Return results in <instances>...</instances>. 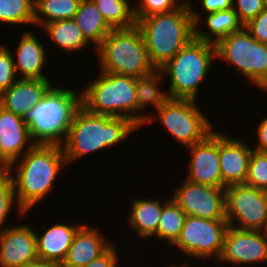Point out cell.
Segmentation results:
<instances>
[{"instance_id":"cell-20","label":"cell","mask_w":267,"mask_h":267,"mask_svg":"<svg viewBox=\"0 0 267 267\" xmlns=\"http://www.w3.org/2000/svg\"><path fill=\"white\" fill-rule=\"evenodd\" d=\"M52 86L50 80L18 79L0 94V105L8 112L23 118Z\"/></svg>"},{"instance_id":"cell-19","label":"cell","mask_w":267,"mask_h":267,"mask_svg":"<svg viewBox=\"0 0 267 267\" xmlns=\"http://www.w3.org/2000/svg\"><path fill=\"white\" fill-rule=\"evenodd\" d=\"M34 35L31 31L22 34L15 54L12 53L15 71L22 76L19 79L49 80L48 75L43 73L48 61L47 50Z\"/></svg>"},{"instance_id":"cell-27","label":"cell","mask_w":267,"mask_h":267,"mask_svg":"<svg viewBox=\"0 0 267 267\" xmlns=\"http://www.w3.org/2000/svg\"><path fill=\"white\" fill-rule=\"evenodd\" d=\"M81 0H35L34 20L40 28L50 22L74 19Z\"/></svg>"},{"instance_id":"cell-36","label":"cell","mask_w":267,"mask_h":267,"mask_svg":"<svg viewBox=\"0 0 267 267\" xmlns=\"http://www.w3.org/2000/svg\"><path fill=\"white\" fill-rule=\"evenodd\" d=\"M246 30L258 42L267 44V10H262L255 18L244 25Z\"/></svg>"},{"instance_id":"cell-16","label":"cell","mask_w":267,"mask_h":267,"mask_svg":"<svg viewBox=\"0 0 267 267\" xmlns=\"http://www.w3.org/2000/svg\"><path fill=\"white\" fill-rule=\"evenodd\" d=\"M34 145L23 118L1 107L0 171H4L12 162L21 158Z\"/></svg>"},{"instance_id":"cell-42","label":"cell","mask_w":267,"mask_h":267,"mask_svg":"<svg viewBox=\"0 0 267 267\" xmlns=\"http://www.w3.org/2000/svg\"><path fill=\"white\" fill-rule=\"evenodd\" d=\"M264 7L267 10V0H264Z\"/></svg>"},{"instance_id":"cell-8","label":"cell","mask_w":267,"mask_h":267,"mask_svg":"<svg viewBox=\"0 0 267 267\" xmlns=\"http://www.w3.org/2000/svg\"><path fill=\"white\" fill-rule=\"evenodd\" d=\"M196 100L169 98L158 110L145 115V125L159 121L177 142L190 147L203 141L214 129Z\"/></svg>"},{"instance_id":"cell-37","label":"cell","mask_w":267,"mask_h":267,"mask_svg":"<svg viewBox=\"0 0 267 267\" xmlns=\"http://www.w3.org/2000/svg\"><path fill=\"white\" fill-rule=\"evenodd\" d=\"M117 246L113 244L103 255L83 267H119Z\"/></svg>"},{"instance_id":"cell-32","label":"cell","mask_w":267,"mask_h":267,"mask_svg":"<svg viewBox=\"0 0 267 267\" xmlns=\"http://www.w3.org/2000/svg\"><path fill=\"white\" fill-rule=\"evenodd\" d=\"M185 1L186 0H138L137 2L135 1L136 7H134V15L136 22L141 18L153 14L166 13L178 9Z\"/></svg>"},{"instance_id":"cell-29","label":"cell","mask_w":267,"mask_h":267,"mask_svg":"<svg viewBox=\"0 0 267 267\" xmlns=\"http://www.w3.org/2000/svg\"><path fill=\"white\" fill-rule=\"evenodd\" d=\"M185 217L186 214L172 198L165 200L157 226V238L172 246L180 235Z\"/></svg>"},{"instance_id":"cell-2","label":"cell","mask_w":267,"mask_h":267,"mask_svg":"<svg viewBox=\"0 0 267 267\" xmlns=\"http://www.w3.org/2000/svg\"><path fill=\"white\" fill-rule=\"evenodd\" d=\"M136 129L140 128L125 117L95 114L81 105L62 144L67 165L88 153L93 154L125 142Z\"/></svg>"},{"instance_id":"cell-14","label":"cell","mask_w":267,"mask_h":267,"mask_svg":"<svg viewBox=\"0 0 267 267\" xmlns=\"http://www.w3.org/2000/svg\"><path fill=\"white\" fill-rule=\"evenodd\" d=\"M187 148L191 151V157L186 179L191 182L222 188L219 132L214 130L203 141Z\"/></svg>"},{"instance_id":"cell-22","label":"cell","mask_w":267,"mask_h":267,"mask_svg":"<svg viewBox=\"0 0 267 267\" xmlns=\"http://www.w3.org/2000/svg\"><path fill=\"white\" fill-rule=\"evenodd\" d=\"M192 0H188L190 11L193 17L195 24V38L201 41H205L211 44H216L220 39L227 37L229 34L240 31L244 26L239 21L237 14L234 9L220 10L215 13L206 14L207 16H201L200 12L198 13L193 9ZM202 17H205V20H202ZM207 26L203 30L200 25L204 24ZM201 28V29H200Z\"/></svg>"},{"instance_id":"cell-40","label":"cell","mask_w":267,"mask_h":267,"mask_svg":"<svg viewBox=\"0 0 267 267\" xmlns=\"http://www.w3.org/2000/svg\"><path fill=\"white\" fill-rule=\"evenodd\" d=\"M23 267H60V265L54 262L37 259L31 263L24 265Z\"/></svg>"},{"instance_id":"cell-11","label":"cell","mask_w":267,"mask_h":267,"mask_svg":"<svg viewBox=\"0 0 267 267\" xmlns=\"http://www.w3.org/2000/svg\"><path fill=\"white\" fill-rule=\"evenodd\" d=\"M225 215L233 228L267 231V191L247 184L226 187Z\"/></svg>"},{"instance_id":"cell-30","label":"cell","mask_w":267,"mask_h":267,"mask_svg":"<svg viewBox=\"0 0 267 267\" xmlns=\"http://www.w3.org/2000/svg\"><path fill=\"white\" fill-rule=\"evenodd\" d=\"M35 0H0V23L34 25Z\"/></svg>"},{"instance_id":"cell-5","label":"cell","mask_w":267,"mask_h":267,"mask_svg":"<svg viewBox=\"0 0 267 267\" xmlns=\"http://www.w3.org/2000/svg\"><path fill=\"white\" fill-rule=\"evenodd\" d=\"M94 51L102 72L141 78L157 70L149 59L143 35L136 25L112 29Z\"/></svg>"},{"instance_id":"cell-41","label":"cell","mask_w":267,"mask_h":267,"mask_svg":"<svg viewBox=\"0 0 267 267\" xmlns=\"http://www.w3.org/2000/svg\"><path fill=\"white\" fill-rule=\"evenodd\" d=\"M170 265V267H192V265L191 264H188V263H186V262H184V264H180V265H172V264H169ZM191 265V266H190Z\"/></svg>"},{"instance_id":"cell-6","label":"cell","mask_w":267,"mask_h":267,"mask_svg":"<svg viewBox=\"0 0 267 267\" xmlns=\"http://www.w3.org/2000/svg\"><path fill=\"white\" fill-rule=\"evenodd\" d=\"M215 59V44L193 38L159 69L170 80L168 97L196 100L199 86L206 79Z\"/></svg>"},{"instance_id":"cell-34","label":"cell","mask_w":267,"mask_h":267,"mask_svg":"<svg viewBox=\"0 0 267 267\" xmlns=\"http://www.w3.org/2000/svg\"><path fill=\"white\" fill-rule=\"evenodd\" d=\"M16 78L12 52L8 46L0 45V94L14 84Z\"/></svg>"},{"instance_id":"cell-28","label":"cell","mask_w":267,"mask_h":267,"mask_svg":"<svg viewBox=\"0 0 267 267\" xmlns=\"http://www.w3.org/2000/svg\"><path fill=\"white\" fill-rule=\"evenodd\" d=\"M92 1L96 4L106 23L112 29H126L136 25V19L134 15L135 6H132L129 0Z\"/></svg>"},{"instance_id":"cell-1","label":"cell","mask_w":267,"mask_h":267,"mask_svg":"<svg viewBox=\"0 0 267 267\" xmlns=\"http://www.w3.org/2000/svg\"><path fill=\"white\" fill-rule=\"evenodd\" d=\"M19 159L4 171L13 184L17 213L23 217L51 193L57 175L67 163L62 146L58 145H34Z\"/></svg>"},{"instance_id":"cell-3","label":"cell","mask_w":267,"mask_h":267,"mask_svg":"<svg viewBox=\"0 0 267 267\" xmlns=\"http://www.w3.org/2000/svg\"><path fill=\"white\" fill-rule=\"evenodd\" d=\"M149 59L159 70L195 38V24L188 1L178 9L139 19Z\"/></svg>"},{"instance_id":"cell-33","label":"cell","mask_w":267,"mask_h":267,"mask_svg":"<svg viewBox=\"0 0 267 267\" xmlns=\"http://www.w3.org/2000/svg\"><path fill=\"white\" fill-rule=\"evenodd\" d=\"M15 204L17 202L12 181L5 171H0V232L7 228L3 225Z\"/></svg>"},{"instance_id":"cell-9","label":"cell","mask_w":267,"mask_h":267,"mask_svg":"<svg viewBox=\"0 0 267 267\" xmlns=\"http://www.w3.org/2000/svg\"><path fill=\"white\" fill-rule=\"evenodd\" d=\"M216 59L234 65L236 72L260 90L267 86V44L256 41L243 27L215 44Z\"/></svg>"},{"instance_id":"cell-24","label":"cell","mask_w":267,"mask_h":267,"mask_svg":"<svg viewBox=\"0 0 267 267\" xmlns=\"http://www.w3.org/2000/svg\"><path fill=\"white\" fill-rule=\"evenodd\" d=\"M162 78L164 76L160 70H156L148 76L137 78V126L140 129L145 125V113H143L145 107L151 104L157 111L169 99L167 91L164 92L159 87Z\"/></svg>"},{"instance_id":"cell-7","label":"cell","mask_w":267,"mask_h":267,"mask_svg":"<svg viewBox=\"0 0 267 267\" xmlns=\"http://www.w3.org/2000/svg\"><path fill=\"white\" fill-rule=\"evenodd\" d=\"M99 73L98 78L81 90V105L92 113L125 117L137 125V78Z\"/></svg>"},{"instance_id":"cell-18","label":"cell","mask_w":267,"mask_h":267,"mask_svg":"<svg viewBox=\"0 0 267 267\" xmlns=\"http://www.w3.org/2000/svg\"><path fill=\"white\" fill-rule=\"evenodd\" d=\"M100 228L90 227L83 223L74 235L66 258L60 267H83L92 260L103 255L112 245L110 240H105Z\"/></svg>"},{"instance_id":"cell-26","label":"cell","mask_w":267,"mask_h":267,"mask_svg":"<svg viewBox=\"0 0 267 267\" xmlns=\"http://www.w3.org/2000/svg\"><path fill=\"white\" fill-rule=\"evenodd\" d=\"M74 20L85 38L96 48L112 28L106 23L92 0H81Z\"/></svg>"},{"instance_id":"cell-38","label":"cell","mask_w":267,"mask_h":267,"mask_svg":"<svg viewBox=\"0 0 267 267\" xmlns=\"http://www.w3.org/2000/svg\"><path fill=\"white\" fill-rule=\"evenodd\" d=\"M205 15L233 8V0H200Z\"/></svg>"},{"instance_id":"cell-17","label":"cell","mask_w":267,"mask_h":267,"mask_svg":"<svg viewBox=\"0 0 267 267\" xmlns=\"http://www.w3.org/2000/svg\"><path fill=\"white\" fill-rule=\"evenodd\" d=\"M253 148L246 141L228 137L219 132V161L222 188L235 184H245L249 160Z\"/></svg>"},{"instance_id":"cell-10","label":"cell","mask_w":267,"mask_h":267,"mask_svg":"<svg viewBox=\"0 0 267 267\" xmlns=\"http://www.w3.org/2000/svg\"><path fill=\"white\" fill-rule=\"evenodd\" d=\"M227 220H209L186 215L179 237L173 244L182 255L196 259L220 258L226 232Z\"/></svg>"},{"instance_id":"cell-13","label":"cell","mask_w":267,"mask_h":267,"mask_svg":"<svg viewBox=\"0 0 267 267\" xmlns=\"http://www.w3.org/2000/svg\"><path fill=\"white\" fill-rule=\"evenodd\" d=\"M218 261L236 266L267 263V231L241 230L229 226Z\"/></svg>"},{"instance_id":"cell-12","label":"cell","mask_w":267,"mask_h":267,"mask_svg":"<svg viewBox=\"0 0 267 267\" xmlns=\"http://www.w3.org/2000/svg\"><path fill=\"white\" fill-rule=\"evenodd\" d=\"M172 199L186 215L209 220H226L224 188L191 182L185 178L173 191Z\"/></svg>"},{"instance_id":"cell-21","label":"cell","mask_w":267,"mask_h":267,"mask_svg":"<svg viewBox=\"0 0 267 267\" xmlns=\"http://www.w3.org/2000/svg\"><path fill=\"white\" fill-rule=\"evenodd\" d=\"M83 224L59 223L48 227L40 236L36 234L38 259L62 264L66 258L74 235Z\"/></svg>"},{"instance_id":"cell-39","label":"cell","mask_w":267,"mask_h":267,"mask_svg":"<svg viewBox=\"0 0 267 267\" xmlns=\"http://www.w3.org/2000/svg\"><path fill=\"white\" fill-rule=\"evenodd\" d=\"M256 129L258 143L256 142L252 148L256 151L267 153V115L262 120L260 119Z\"/></svg>"},{"instance_id":"cell-25","label":"cell","mask_w":267,"mask_h":267,"mask_svg":"<svg viewBox=\"0 0 267 267\" xmlns=\"http://www.w3.org/2000/svg\"><path fill=\"white\" fill-rule=\"evenodd\" d=\"M51 38L55 47L65 52H80L91 43L85 38L74 19H64L50 22L41 27Z\"/></svg>"},{"instance_id":"cell-35","label":"cell","mask_w":267,"mask_h":267,"mask_svg":"<svg viewBox=\"0 0 267 267\" xmlns=\"http://www.w3.org/2000/svg\"><path fill=\"white\" fill-rule=\"evenodd\" d=\"M233 9L244 26L265 9L264 0H233Z\"/></svg>"},{"instance_id":"cell-31","label":"cell","mask_w":267,"mask_h":267,"mask_svg":"<svg viewBox=\"0 0 267 267\" xmlns=\"http://www.w3.org/2000/svg\"><path fill=\"white\" fill-rule=\"evenodd\" d=\"M245 184L267 191V153L253 149Z\"/></svg>"},{"instance_id":"cell-15","label":"cell","mask_w":267,"mask_h":267,"mask_svg":"<svg viewBox=\"0 0 267 267\" xmlns=\"http://www.w3.org/2000/svg\"><path fill=\"white\" fill-rule=\"evenodd\" d=\"M37 259L36 230L29 224L7 226L0 232V267H23Z\"/></svg>"},{"instance_id":"cell-23","label":"cell","mask_w":267,"mask_h":267,"mask_svg":"<svg viewBox=\"0 0 267 267\" xmlns=\"http://www.w3.org/2000/svg\"><path fill=\"white\" fill-rule=\"evenodd\" d=\"M160 199H140L132 200L131 213L128 218V224L136 231L137 235L143 240L155 236L157 238V226L162 212Z\"/></svg>"},{"instance_id":"cell-43","label":"cell","mask_w":267,"mask_h":267,"mask_svg":"<svg viewBox=\"0 0 267 267\" xmlns=\"http://www.w3.org/2000/svg\"><path fill=\"white\" fill-rule=\"evenodd\" d=\"M263 91L267 92V86L263 89Z\"/></svg>"},{"instance_id":"cell-4","label":"cell","mask_w":267,"mask_h":267,"mask_svg":"<svg viewBox=\"0 0 267 267\" xmlns=\"http://www.w3.org/2000/svg\"><path fill=\"white\" fill-rule=\"evenodd\" d=\"M80 106L81 92L53 85L23 117L33 143L62 146Z\"/></svg>"}]
</instances>
